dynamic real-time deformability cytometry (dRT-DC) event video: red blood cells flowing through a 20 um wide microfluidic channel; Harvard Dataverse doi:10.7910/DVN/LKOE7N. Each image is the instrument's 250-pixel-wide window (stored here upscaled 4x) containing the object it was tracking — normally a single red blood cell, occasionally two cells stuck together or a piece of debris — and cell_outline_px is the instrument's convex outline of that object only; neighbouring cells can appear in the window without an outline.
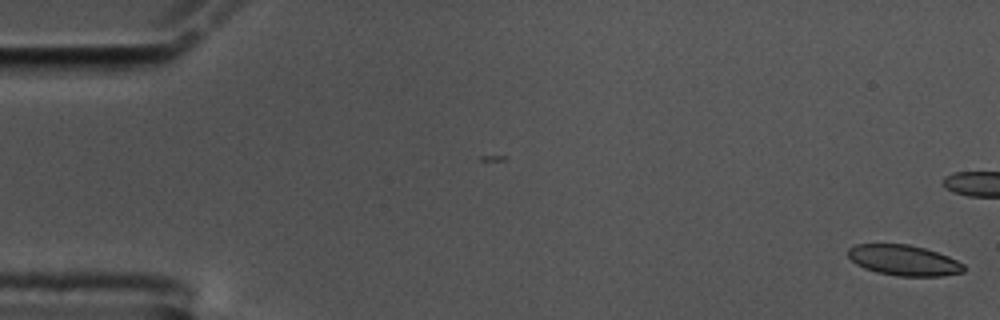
{"species": "common noctule bat (a hibernating species)", "species_latin": "Nyctalus noctula", "temperature_condition": "cold", "stored_images_in_passage": 16, "camera_frame_rate_fps": 3000, "um_per_image_px": 0.085, "animal": {"sex": "male", "body_mass_g": 17.5, "forearm_length_mm": 52.3}, "frame": {"image": 1, "passage_image": 1, "time_ms": 0.0, "image_size_px": [1000, 320], "cell_outline_px": [[964, 272], [940, 276], [896, 276], [876, 272], [864, 268], [856, 264], [848, 256], [848, 248], [856, 244], [908, 244], [924, 248], [948, 256], [964, 264]], "centroid_in_image_um": [76.81, 22.13], "position_along_channel_um": 8.2, "area_um2": 20.58}}